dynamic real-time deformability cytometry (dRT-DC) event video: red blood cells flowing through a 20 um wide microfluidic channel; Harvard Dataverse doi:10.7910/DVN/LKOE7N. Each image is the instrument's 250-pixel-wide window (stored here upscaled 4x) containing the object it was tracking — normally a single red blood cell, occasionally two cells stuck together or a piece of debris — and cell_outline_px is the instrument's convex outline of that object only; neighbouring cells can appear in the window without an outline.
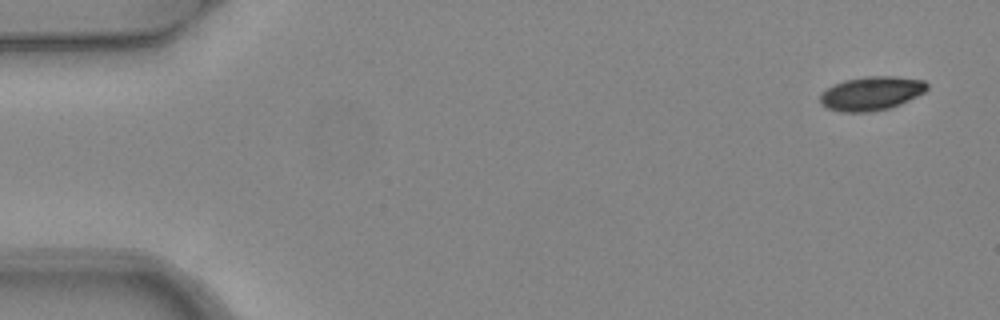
{"species": "common noctule bat (a hibernating species)", "species_latin": "Nyctalus noctula", "temperature_condition": "warm", "stored_images_in_passage": 4, "camera_frame_rate_fps": 3000, "um_per_image_px": 0.085, "animal": {"sex": "female", "body_mass_g": 24.6, "forearm_length_mm": 56.2}, "frame": {"image": 1, "passage_image": 1, "time_ms": 0.0, "image_size_px": [1000, 320], "cell_outline_px": [[928, 88], [924, 92], [900, 104], [888, 108], [872, 112], [840, 112], [828, 108], [820, 104], [820, 92], [832, 84], [844, 80], [864, 76], [896, 76], [924, 80], [928, 84]], "centroid_in_image_um": [74.02, 7.93], "position_along_channel_um": 11.0, "area_um2": 21.33}}